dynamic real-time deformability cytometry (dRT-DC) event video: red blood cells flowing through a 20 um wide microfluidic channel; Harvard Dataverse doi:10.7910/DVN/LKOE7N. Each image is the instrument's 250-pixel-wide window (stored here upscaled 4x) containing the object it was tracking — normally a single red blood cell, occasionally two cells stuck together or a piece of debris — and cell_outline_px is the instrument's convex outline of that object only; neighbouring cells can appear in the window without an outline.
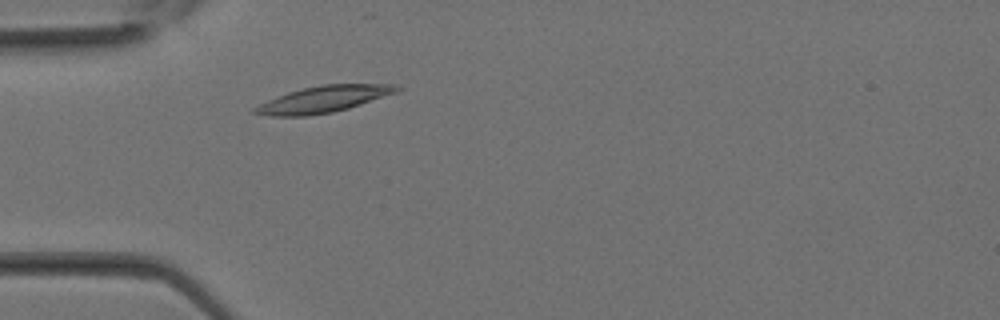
{"species": "Egyptian fruit bat (a non-hibernating species)", "species_latin": "Rousettus aegyptiacus", "temperature_condition": "room temperature", "stored_images_in_passage": 17, "camera_frame_rate_fps": 3000, "um_per_image_px": 0.085, "animal": {"sex": "female"}, "frame": {"image": 1, "passage_image": 5, "time_ms": 1.333, "image_size_px": [1000, 320], "cell_outline_px": [[400, 88], [396, 92], [348, 108], [332, 112], [308, 116], [268, 116], [252, 112], [252, 108], [268, 100], [288, 92], [304, 88], [324, 84], [396, 84]], "centroid_in_image_um": [27.45, 8.44], "position_along_channel_um": 57.5, "area_um2": 21.56}}
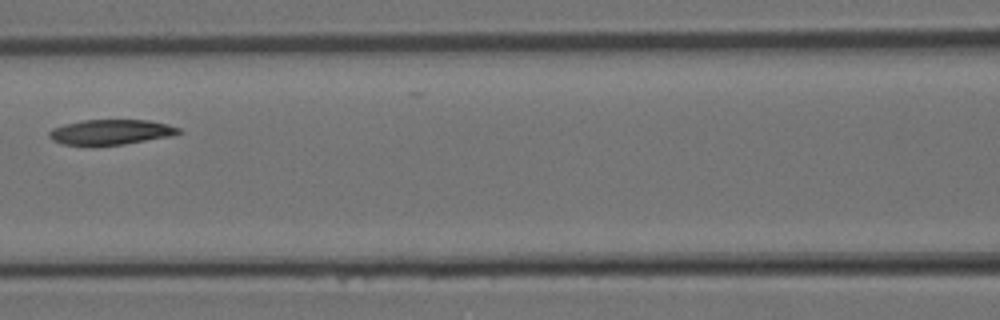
{"frame": {"image": 2, "passage_image": 10, "time_ms": 3.0, "image_size_px": [1000, 320], "cell_outline_px": [[184, 132], [172, 136], [124, 144], [60, 144], [52, 140], [48, 136], [48, 132], [52, 128], [64, 124], [84, 120], [148, 120], [168, 124], [180, 128]], "centroid_in_image_um": [9.45, 11.21], "position_along_channel_um": 157.2, "area_um2": 18.84}}
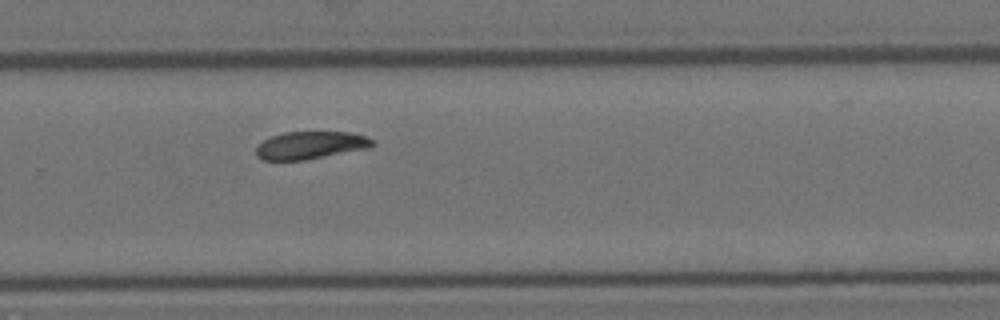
{"frame": {"image": 3, "passage_image": 17, "time_ms": 5.333, "image_size_px": [1000, 320], "cell_outline_px": [[376, 144], [368, 148], [304, 160], [260, 160], [256, 156], [256, 148], [264, 140], [272, 136], [284, 132], [352, 132], [376, 140]], "centroid_in_image_um": [26.4, 12.34], "position_along_channel_um": 303.4, "area_um2": 18.73}}